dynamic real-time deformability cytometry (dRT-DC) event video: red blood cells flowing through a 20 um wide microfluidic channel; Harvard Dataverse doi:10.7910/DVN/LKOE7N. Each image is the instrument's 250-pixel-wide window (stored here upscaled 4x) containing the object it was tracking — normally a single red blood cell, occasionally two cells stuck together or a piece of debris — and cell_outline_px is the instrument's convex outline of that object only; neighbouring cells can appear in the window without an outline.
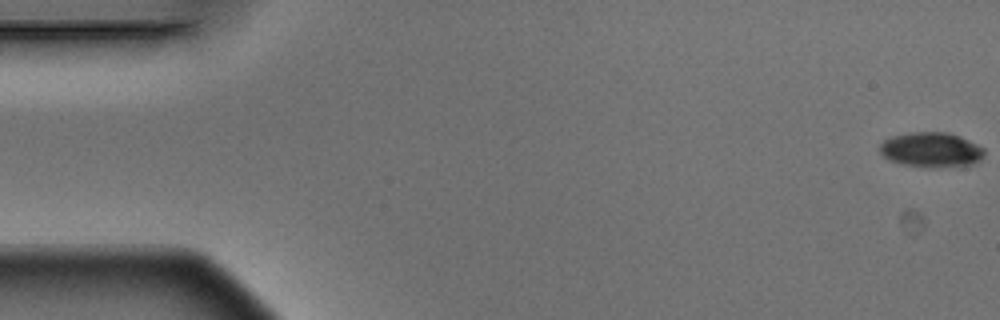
{"species": "Egyptian fruit bat (a non-hibernating species)", "species_latin": "Rousettus aegyptiacus", "temperature_condition": "warm", "stored_images_in_passage": 6, "camera_frame_rate_fps": 3000, "um_per_image_px": 0.085, "animal": {"sex": "male"}, "frame": {"image": 1, "passage_image": 1, "time_ms": 0.0, "image_size_px": [1000, 320], "cell_outline_px": [[984, 152], [980, 160], [972, 164], [932, 168], [904, 164], [892, 160], [884, 156], [880, 152], [880, 144], [884, 140], [892, 136], [912, 132], [948, 132], [960, 136], [984, 148]], "centroid_in_image_um": [79.16, 12.72], "position_along_channel_um": 5.8, "area_um2": 21.04}}